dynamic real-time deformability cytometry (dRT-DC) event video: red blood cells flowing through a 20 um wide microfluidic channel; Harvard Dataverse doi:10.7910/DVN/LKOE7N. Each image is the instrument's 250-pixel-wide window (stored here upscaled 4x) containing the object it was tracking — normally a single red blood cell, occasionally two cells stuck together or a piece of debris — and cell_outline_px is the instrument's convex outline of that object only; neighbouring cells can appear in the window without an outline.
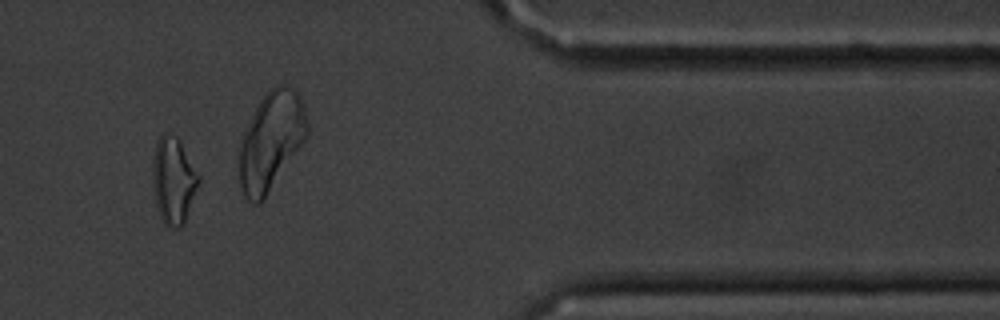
{"species": "common noctule bat (a hibernating species)", "species_latin": "Nyctalus noctula", "temperature_condition": "cold", "stored_images_in_passage": 15, "camera_frame_rate_fps": 3000, "um_per_image_px": 0.085, "animal": {"sex": "male", "body_mass_g": 20.1, "forearm_length_mm": 53.5}, "frame": {"image": 1, "passage_image": 13, "time_ms": 15.667, "image_size_px": [1000, 320], "cell_outline_px": [[200, 184], [184, 224], [180, 228], [168, 228], [164, 224], [160, 216], [152, 192], [152, 160], [156, 140], [164, 132], [176, 136], [180, 140], [200, 176]], "centroid_in_image_um": [14.73, 15.35], "position_along_channel_um": 396.7, "area_um2": 23.93}, "authors_computed_cell_mechanics": {"area_um2": 18.9006, "velocity_mm_per_s": 3.4339, "shape_relaxation_time_tau1_ms": null, "shape_relaxation_time_tau2_ms": 3.553, "deformation_change_tau1": null, "deformation_change_tau2": 0.1329}}